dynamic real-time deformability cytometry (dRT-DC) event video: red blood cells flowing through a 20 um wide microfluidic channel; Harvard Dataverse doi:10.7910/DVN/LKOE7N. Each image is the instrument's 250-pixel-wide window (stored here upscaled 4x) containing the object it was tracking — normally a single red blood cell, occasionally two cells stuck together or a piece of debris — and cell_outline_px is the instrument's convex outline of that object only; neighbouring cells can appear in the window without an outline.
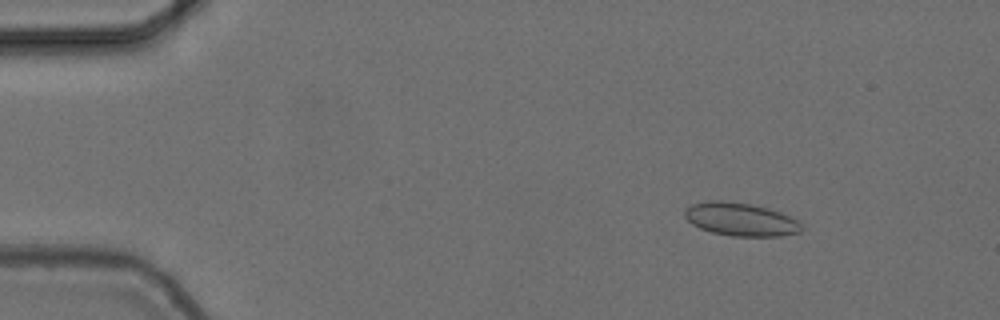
{"species": "common noctule bat (a hibernating species)", "species_latin": "Nyctalus noctula", "temperature_condition": "cold", "stored_images_in_passage": 56, "camera_frame_rate_fps": 3000, "um_per_image_px": 0.085, "animal": {"sex": "female", "body_mass_g": 24.6, "forearm_length_mm": 56.2}, "frame": {"image": 1, "passage_image": 8, "time_ms": 2.333, "image_size_px": [1000, 320], "cell_outline_px": [[804, 228], [800, 232], [780, 236], [732, 236], [712, 232], [700, 228], [692, 224], [684, 216], [684, 208], [692, 204], [708, 200], [720, 200], [752, 204], [768, 208], [780, 212], [800, 220]], "centroid_in_image_um": [62.97, 18.64], "position_along_channel_um": 22.0, "area_um2": 22.83}}
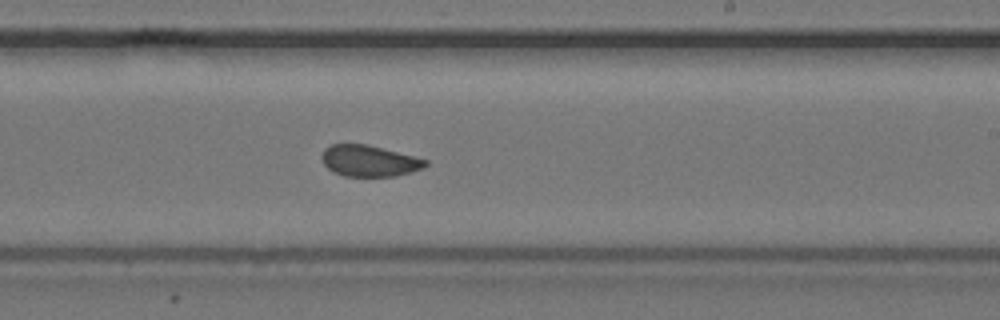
{"frame": {"image": 2, "passage_image": 34, "time_ms": 11.0, "image_size_px": [1000, 320], "cell_outline_px": [[428, 164], [424, 168], [396, 176], [344, 176], [332, 172], [324, 164], [320, 156], [324, 148], [332, 144], [368, 144], [428, 160]], "centroid_in_image_um": [31.36, 13.67], "position_along_channel_um": 257.6, "area_um2": 18.96}}
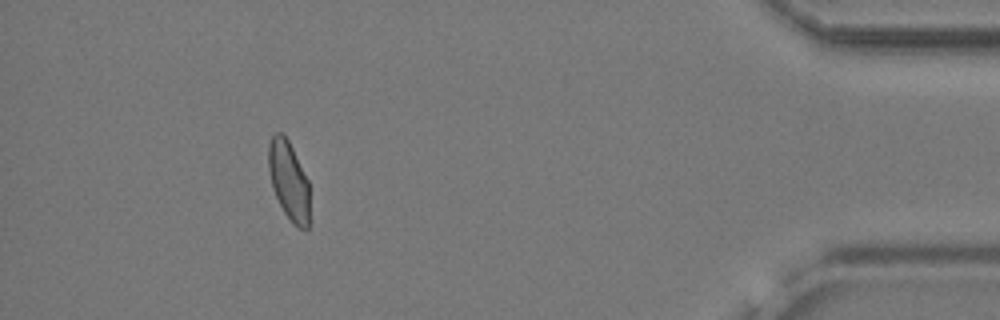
{"frame": {"image": 3, "passage_image": 51, "time_ms": 16.667, "image_size_px": [1000, 320], "cell_outline_px": [[308, 228], [300, 228], [292, 224], [284, 212], [272, 188], [268, 168], [268, 144], [272, 136], [276, 132], [284, 132], [308, 180]], "centroid_in_image_um": [24.51, 15.31], "position_along_channel_um": 410.7, "area_um2": 18.73}, "authors_computed_cell_mechanics": {"area_um2": 19.8543, "velocity_mm_per_s": 3.7086, "shape_relaxation_time_tau1_ms": 7.9929, "shape_relaxation_time_tau2_ms": 0.9134, "deformation_change_tau1": 0.1133, "deformation_change_tau2": 0.047}}